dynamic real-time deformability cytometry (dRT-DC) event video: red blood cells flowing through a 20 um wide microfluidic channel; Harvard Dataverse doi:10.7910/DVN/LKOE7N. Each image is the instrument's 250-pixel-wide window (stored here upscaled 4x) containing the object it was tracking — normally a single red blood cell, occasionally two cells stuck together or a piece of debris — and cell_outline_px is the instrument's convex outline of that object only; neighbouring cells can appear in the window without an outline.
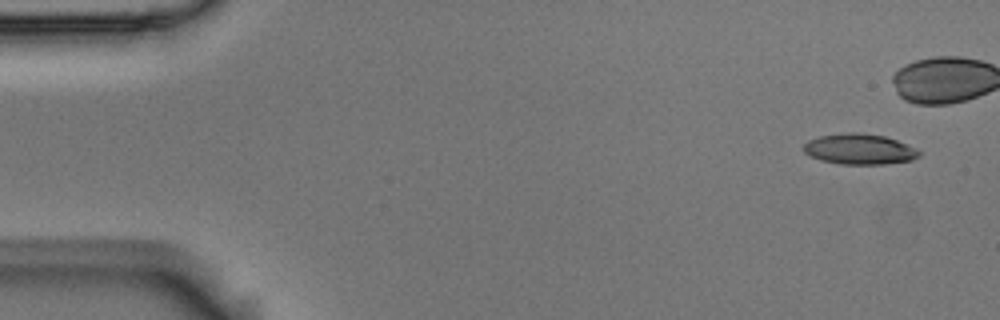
{"species": "Egyptian fruit bat (a non-hibernating species)", "species_latin": "Rousettus aegyptiacus", "temperature_condition": "room temperature", "stored_images_in_passage": 11, "camera_frame_rate_fps": 3000, "um_per_image_px": 0.085, "animal": {"sex": "male"}, "frame": {"image": 1, "passage_image": 1, "time_ms": 0.0, "image_size_px": [1000, 320], "cell_outline_px": [[920, 156], [912, 160], [884, 164], [840, 164], [820, 160], [808, 156], [804, 152], [804, 144], [808, 140], [820, 136], [848, 132], [860, 132], [884, 136], [896, 140], [916, 148], [920, 152]], "centroid_in_image_um": [73.04, 12.68], "position_along_channel_um": 12.0, "area_um2": 20.63}}
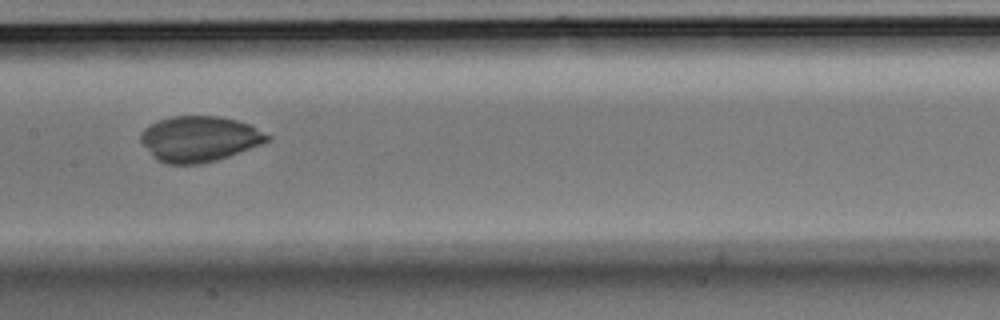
{"frame": {"image": 2, "passage_image": 8, "time_ms": 2.333, "image_size_px": [1000, 320], "cell_outline_px": [[272, 140], [228, 156], [204, 164], [164, 164], [156, 160], [152, 156], [140, 140], [140, 132], [144, 128], [160, 120], [172, 116], [220, 116], [236, 120], [248, 124], [272, 136]], "centroid_in_image_um": [16.93, 11.81], "position_along_channel_um": 190.5, "area_um2": 33.64}}
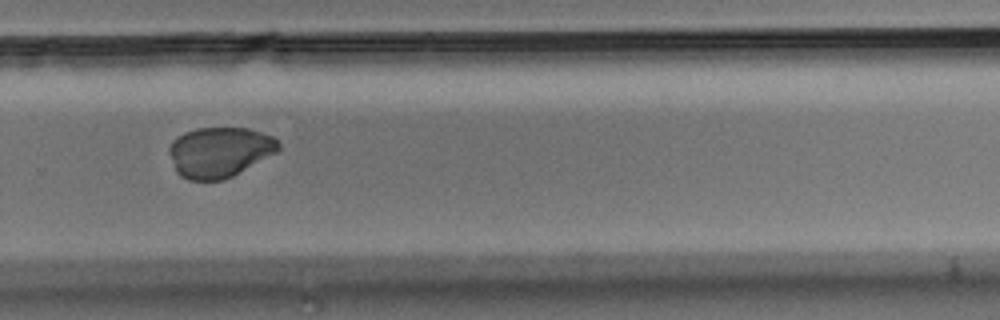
{"frame": {"image": 3, "passage_image": 11, "time_ms": 3.333, "image_size_px": [1000, 320], "cell_outline_px": [[280, 152], [224, 180], [188, 180], [180, 176], [176, 172], [168, 152], [168, 148], [172, 140], [184, 132], [196, 128], [248, 128], [272, 136], [280, 144]], "centroid_in_image_um": [18.66, 12.93], "position_along_channel_um": 311.1, "area_um2": 32.37}}